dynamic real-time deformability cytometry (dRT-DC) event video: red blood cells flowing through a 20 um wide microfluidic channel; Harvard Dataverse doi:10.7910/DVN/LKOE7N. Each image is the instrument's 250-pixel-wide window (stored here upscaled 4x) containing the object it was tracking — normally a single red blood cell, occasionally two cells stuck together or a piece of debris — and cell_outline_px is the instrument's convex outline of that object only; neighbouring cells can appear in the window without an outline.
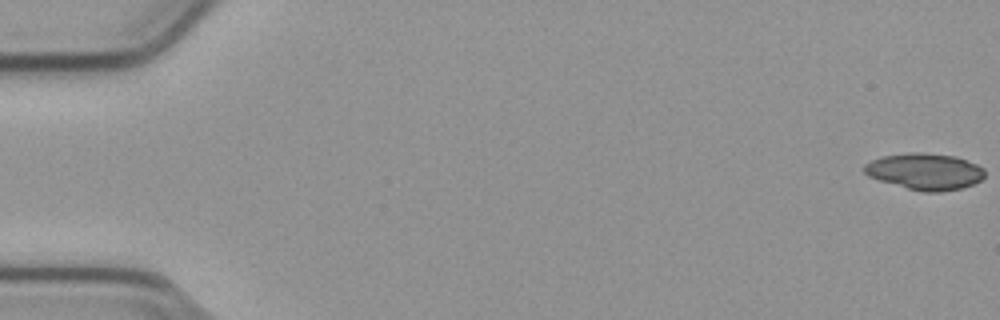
{"species": "common noctule bat (a hibernating species)", "species_latin": "Nyctalus noctula", "temperature_condition": "cold", "stored_images_in_passage": 50, "camera_frame_rate_fps": 3000, "um_per_image_px": 0.085, "animal": {"sex": "male", "body_mass_g": 23.1, "forearm_length_mm": 52.7}, "frame": {"image": 1, "passage_image": 1, "time_ms": 0.0, "image_size_px": [1000, 320], "cell_outline_px": [[984, 176], [980, 180], [972, 184], [960, 188], [940, 192], [924, 192], [908, 188], [880, 180], [868, 176], [864, 172], [864, 164], [872, 160], [884, 156], [908, 152], [924, 152], [956, 156], [976, 164], [984, 168]], "centroid_in_image_um": [78.62, 14.56], "position_along_channel_um": 6.4, "area_um2": 25.43}}